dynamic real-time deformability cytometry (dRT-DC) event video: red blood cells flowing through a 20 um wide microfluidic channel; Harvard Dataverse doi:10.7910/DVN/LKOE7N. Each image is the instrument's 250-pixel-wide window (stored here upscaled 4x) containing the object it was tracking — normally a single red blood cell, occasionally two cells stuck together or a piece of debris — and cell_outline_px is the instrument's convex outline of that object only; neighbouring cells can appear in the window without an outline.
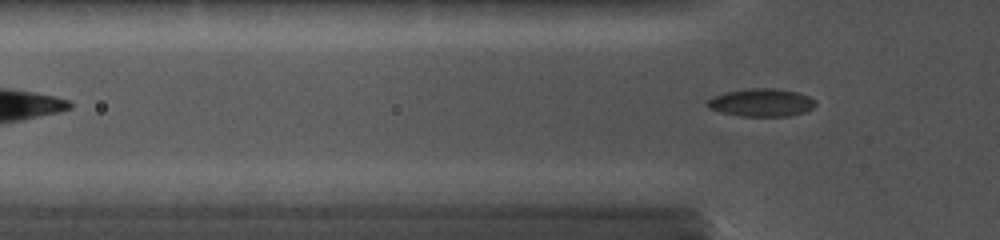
{"species": "common noctule bat (a hibernating species)", "species_latin": "Nyctalus noctula", "temperature_condition": "cold", "stored_images_in_passage": 60, "camera_frame_rate_fps": 5000, "um_per_image_px": 0.085, "animal": {"sex": "female", "body_mass_g": 19.0, "forearm_length_mm": 56.7}, "frame": {"image": 1, "passage_image": 6, "time_ms": 1.0, "image_size_px": [1000, 240], "cell_outline_px": [[816, 104], [812, 108], [804, 112], [788, 116], [740, 116], [720, 112], [708, 108], [704, 104], [712, 96], [724, 92], [752, 88], [780, 88], [800, 92], [816, 100]], "centroid_in_image_um": [64.71, 8.71], "position_along_channel_um": 61.1, "area_um2": 17.86}}
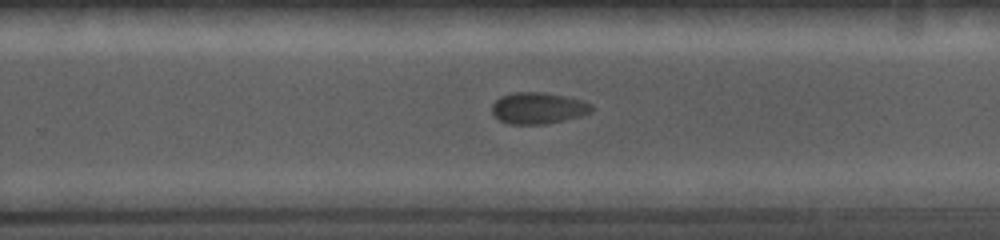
{"frame": {"image": 2, "passage_image": 34, "time_ms": 6.6, "image_size_px": [1000, 240], "cell_outline_px": [[596, 108], [592, 112], [580, 116], [564, 120], [544, 124], [508, 124], [500, 120], [492, 112], [492, 104], [500, 96], [512, 92], [544, 92], [584, 100], [592, 104]], "centroid_in_image_um": [45.77, 9.18], "position_along_channel_um": 284.0, "area_um2": 18.44}}
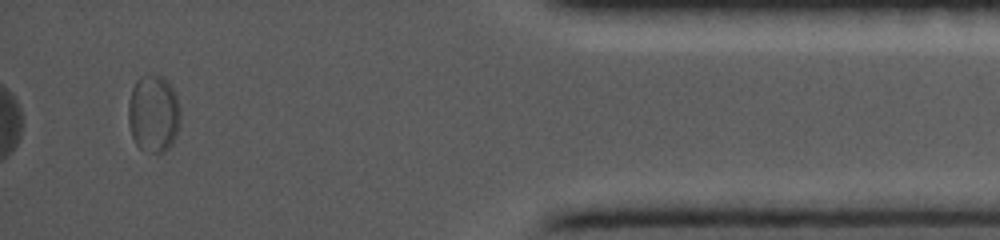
{"frame": {"image": 3, "passage_image": 56, "time_ms": 11.0, "image_size_px": [1000, 240], "cell_outline_px": [[180, 124], [172, 144], [164, 152], [144, 152], [136, 144], [132, 136], [128, 124], [128, 100], [132, 88], [136, 80], [140, 76], [164, 76], [168, 80], [176, 96], [180, 108]], "centroid_in_image_um": [13.04, 9.67], "position_along_channel_um": 422.2, "area_um2": 23.76}}